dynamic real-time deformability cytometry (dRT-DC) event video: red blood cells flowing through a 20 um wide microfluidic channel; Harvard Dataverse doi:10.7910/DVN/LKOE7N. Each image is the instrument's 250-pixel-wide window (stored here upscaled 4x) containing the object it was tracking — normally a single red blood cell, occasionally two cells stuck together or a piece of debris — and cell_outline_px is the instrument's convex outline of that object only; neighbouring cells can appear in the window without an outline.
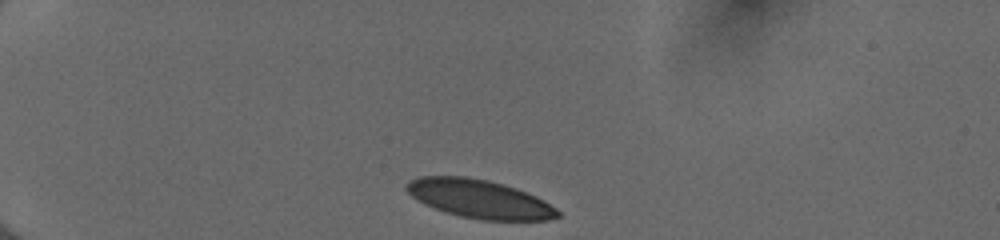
{"species": "human", "species_latin": "Homo sapiens", "temperature_condition": "cold", "stored_images_in_passage": 35, "camera_frame_rate_fps": 3000, "um_per_image_px": 0.085, "donor": {"sex": "female"}, "frame": {"image": 1, "passage_image": 1, "time_ms": 0.0, "image_size_px": [1000, 240], "cell_outline_px": [[560, 216], [548, 220], [480, 220], [460, 216], [444, 212], [424, 204], [412, 196], [404, 188], [408, 180], [420, 176], [468, 176], [488, 180], [516, 188], [536, 196], [556, 208], [560, 212]], "centroid_in_image_um": [40.73, 16.9], "position_along_channel_um": 44.3, "area_um2": 33.99}}
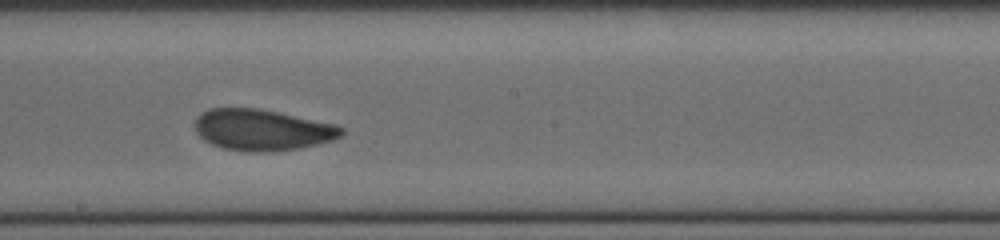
{"frame": {"image": 2, "passage_image": 19, "time_ms": 6.0, "image_size_px": [1000, 240], "cell_outline_px": [[344, 132], [340, 136], [332, 140], [300, 148], [260, 152], [248, 152], [224, 148], [212, 144], [204, 140], [196, 132], [192, 124], [200, 112], [212, 108], [260, 108], [336, 124], [344, 128]], "centroid_in_image_um": [22.25, 11.03], "position_along_channel_um": 225.9, "area_um2": 35.32}}
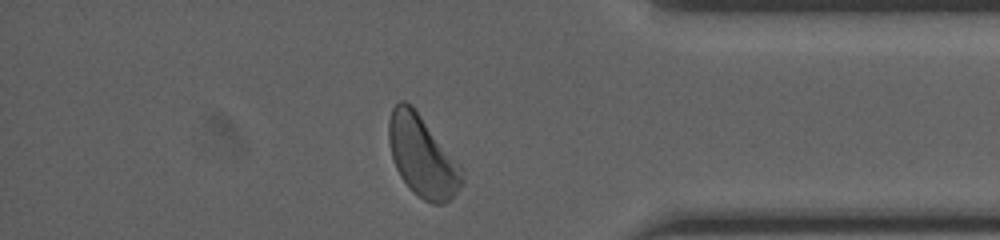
{"frame": {"image": 3, "passage_image": 33, "time_ms": 10.667, "image_size_px": [1000, 240], "cell_outline_px": [[464, 184], [444, 204], [432, 204], [424, 200], [412, 192], [400, 176], [396, 168], [392, 156], [388, 140], [388, 120], [392, 108], [400, 100], [404, 100], [412, 104], [464, 168]], "centroid_in_image_um": [35.91, 13.27], "position_along_channel_um": 399.3, "area_um2": 35.08}, "authors_computed_cell_mechanics": {"area_um2": 34.8534, "velocity_mm_per_s": 3.996, "shape_relaxation_time_tau1_ms": 3.6359, "shape_relaxation_time_tau2_ms": 1.0667, "deformation_change_tau1": 0.1136, "deformation_change_tau2": 0.0701}}